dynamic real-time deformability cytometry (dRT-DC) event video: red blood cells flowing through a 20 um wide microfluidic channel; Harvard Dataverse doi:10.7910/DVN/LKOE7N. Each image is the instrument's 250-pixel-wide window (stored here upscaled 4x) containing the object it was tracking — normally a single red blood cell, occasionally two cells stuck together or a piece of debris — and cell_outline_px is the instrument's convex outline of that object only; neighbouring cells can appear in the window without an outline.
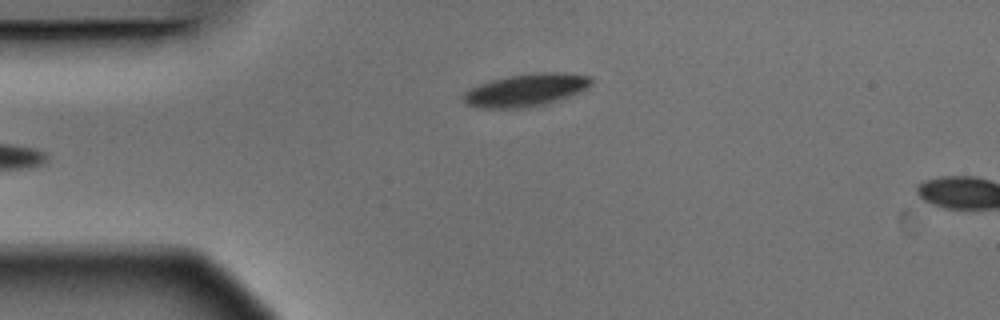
{"species": "Egyptian fruit bat (a non-hibernating species)", "species_latin": "Rousettus aegyptiacus", "temperature_condition": "warm", "stored_images_in_passage": 4, "camera_frame_rate_fps": 3000, "um_per_image_px": 0.085, "animal": {"sex": "male"}, "frame": {"image": 1, "passage_image": 4, "time_ms": 1.0, "image_size_px": [1000, 320], "cell_outline_px": [[592, 84], [580, 92], [556, 100], [540, 104], [516, 108], [480, 108], [464, 104], [460, 96], [468, 88], [492, 80], [508, 76], [532, 72], [556, 72], [592, 76]], "centroid_in_image_um": [44.64, 7.64], "position_along_channel_um": 40.4, "area_um2": 24.22}}